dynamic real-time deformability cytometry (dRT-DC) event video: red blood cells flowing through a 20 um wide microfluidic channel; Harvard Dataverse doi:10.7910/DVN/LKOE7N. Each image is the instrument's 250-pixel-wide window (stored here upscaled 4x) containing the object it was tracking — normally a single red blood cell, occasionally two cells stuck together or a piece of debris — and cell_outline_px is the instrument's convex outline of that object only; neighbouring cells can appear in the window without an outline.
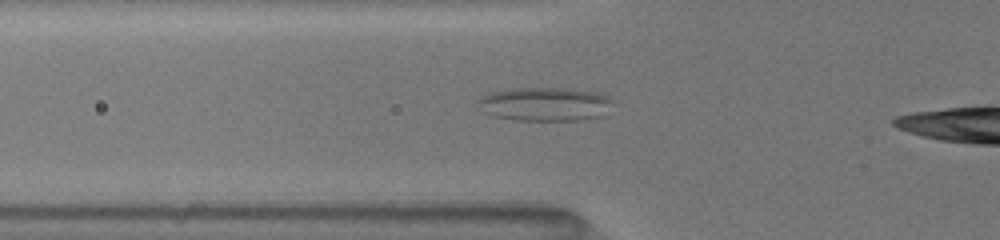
{"species": "common noctule bat (a hibernating species)", "species_latin": "Nyctalus noctula", "temperature_condition": "room temperature", "stored_images_in_passage": 47, "camera_frame_rate_fps": 3000, "um_per_image_px": 0.085, "animal": {"sex": "female", "body_mass_g": 19.5, "forearm_length_mm": 54.1}, "frame": {"image": 1, "passage_image": 2, "time_ms": 0.333, "image_size_px": [1000, 240], "cell_outline_px": [[608, 100], [596, 116], [576, 120], [516, 120], [496, 116], [484, 112], [480, 100], [480, 96], [488, 92], [512, 88], [572, 88], [596, 92], [604, 96]], "centroid_in_image_um": [46.16, 8.82], "position_along_channel_um": 79.6, "area_um2": 25.37}}
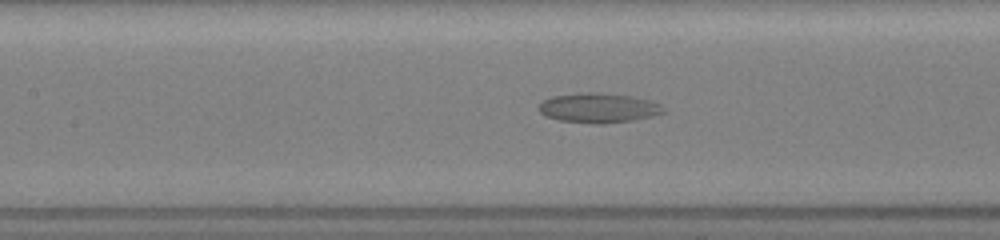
{"frame": {"image": 2, "passage_image": 11, "time_ms": 2.333, "image_size_px": [1000, 240], "cell_outline_px": [[664, 112], [648, 116], [628, 120], [604, 124], [596, 124], [560, 120], [548, 116], [540, 112], [540, 104], [544, 100], [552, 96], [580, 92], [600, 92], [632, 96], [656, 104]], "centroid_in_image_um": [50.77, 9.16], "position_along_channel_um": 156.6, "area_um2": 20.87}}
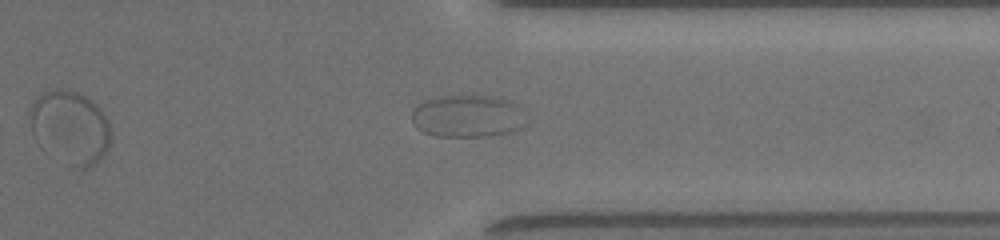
{"frame": {"image": 3, "passage_image": 43, "time_ms": 8.0, "image_size_px": [1000, 240], "cell_outline_px": [[516, 128], [504, 132], [488, 136], [436, 136], [424, 132], [412, 120], [412, 112], [420, 104], [428, 100], [444, 96], [472, 92], [500, 96], [516, 104]], "centroid_in_image_um": [39.61, 9.8], "position_along_channel_um": 371.8, "area_um2": 27.34}}